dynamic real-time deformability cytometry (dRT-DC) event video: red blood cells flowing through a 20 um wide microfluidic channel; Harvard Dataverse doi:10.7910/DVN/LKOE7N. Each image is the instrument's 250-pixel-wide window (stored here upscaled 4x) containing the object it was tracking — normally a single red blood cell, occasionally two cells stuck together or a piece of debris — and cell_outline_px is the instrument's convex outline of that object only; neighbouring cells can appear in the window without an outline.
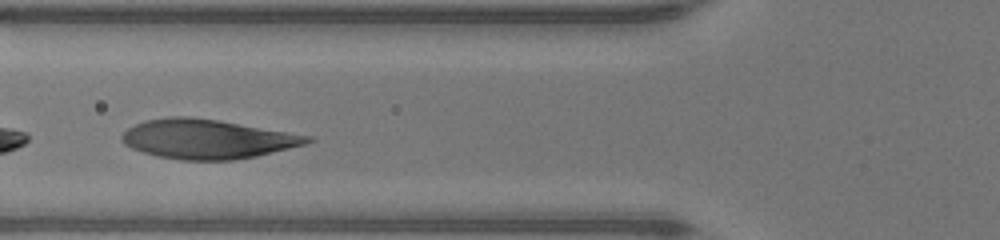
{"species": "human", "species_latin": "Homo sapiens", "temperature_condition": "warm", "stored_images_in_passage": 29, "camera_frame_rate_fps": 3000, "um_per_image_px": 0.085, "donor": {"sex": "male"}, "frame": {"image": 1, "passage_image": 9, "time_ms": 2.667, "image_size_px": [1000, 240], "cell_outline_px": [[316, 140], [304, 144], [256, 156], [232, 160], [180, 160], [156, 156], [132, 148], [124, 144], [120, 140], [120, 136], [128, 128], [144, 120], [168, 116], [192, 116], [312, 136]], "centroid_in_image_um": [17.57, 11.81], "position_along_channel_um": 108.2, "area_um2": 42.37}}
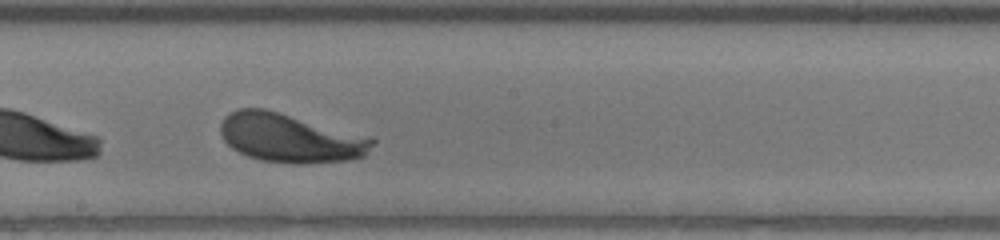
{"frame": {"image": 2, "passage_image": 17, "time_ms": 5.333, "image_size_px": [1000, 240], "cell_outline_px": [[376, 140], [364, 156], [348, 160], [300, 164], [292, 164], [260, 160], [248, 156], [232, 148], [224, 140], [220, 132], [220, 124], [224, 116], [240, 108], [264, 108], [372, 136]], "centroid_in_image_um": [24.69, 11.73], "position_along_channel_um": 223.5, "area_um2": 43.41}}
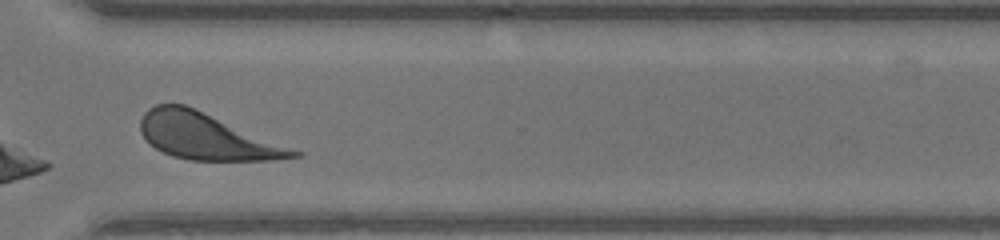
{"frame": {"image": 3, "passage_image": 26, "time_ms": 8.333, "image_size_px": [1000, 240], "cell_outline_px": [[304, 156], [272, 160], [188, 160], [172, 156], [156, 148], [140, 132], [140, 120], [144, 112], [148, 108], [156, 104], [184, 104], [304, 152]], "centroid_in_image_um": [17.59, 11.6], "position_along_channel_um": 353.0, "area_um2": 40.98}, "authors_computed_cell_mechanics": {"area_um2": 42.1362, "velocity_mm_per_s": 4.3296, "shape_relaxation_time_tau1_ms": 1.6098, "shape_relaxation_time_tau2_ms": null, "deformation_change_tau1": 0.1294, "deformation_change_tau2": null}}